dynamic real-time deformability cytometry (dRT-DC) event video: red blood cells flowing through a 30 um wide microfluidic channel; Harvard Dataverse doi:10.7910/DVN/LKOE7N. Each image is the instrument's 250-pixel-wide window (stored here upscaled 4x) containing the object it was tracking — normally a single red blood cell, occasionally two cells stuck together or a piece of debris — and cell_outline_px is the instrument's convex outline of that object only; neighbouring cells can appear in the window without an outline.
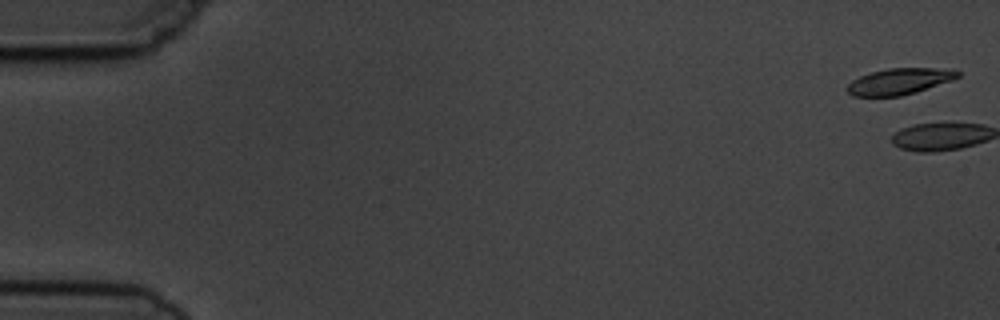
{"species": "common noctule bat (a hibernating species)", "species_latin": "Nyctalus noctula", "temperature_condition": "cold", "stored_images_in_passage": 6, "camera_frame_rate_fps": 3000, "um_per_image_px": 0.085, "animal": {"sex": "male", "body_mass_g": 19.5, "forearm_length_mm": 54.6}, "frame": {"image": 1, "passage_image": 1, "time_ms": 0.0, "image_size_px": [1000, 320], "cell_outline_px": [[960, 76], [952, 80], [916, 92], [900, 96], [852, 96], [844, 88], [852, 80], [860, 76], [872, 72], [888, 68], [932, 68], [960, 72]], "centroid_in_image_um": [76.38, 6.93], "position_along_channel_um": 8.6, "area_um2": 16.7}}